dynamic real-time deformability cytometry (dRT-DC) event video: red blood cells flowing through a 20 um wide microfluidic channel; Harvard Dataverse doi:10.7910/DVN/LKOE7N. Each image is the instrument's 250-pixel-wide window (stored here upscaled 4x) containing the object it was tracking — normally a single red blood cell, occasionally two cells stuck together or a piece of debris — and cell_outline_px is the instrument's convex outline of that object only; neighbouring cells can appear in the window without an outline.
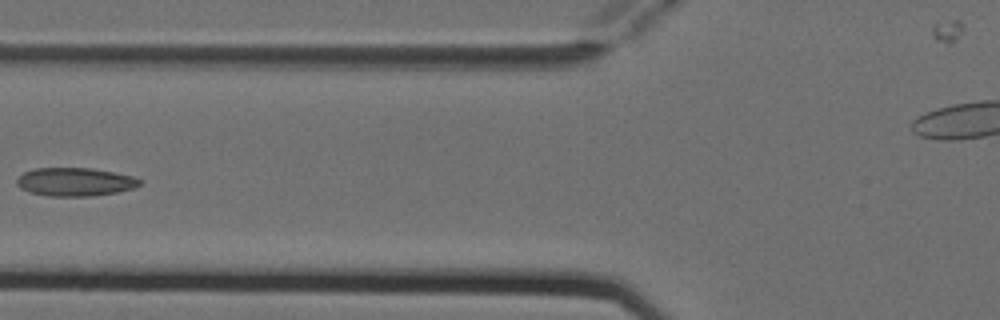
{"species": "Egyptian fruit bat (a non-hibernating species)", "species_latin": "Rousettus aegyptiacus", "temperature_condition": "cold", "stored_images_in_passage": 5, "camera_frame_rate_fps": 3000, "um_per_image_px": 0.085, "animal": {"sex": "female"}, "frame": {"image": 1, "passage_image": 4, "time_ms": 1.0, "image_size_px": [1000, 320], "cell_outline_px": [[140, 184], [132, 188], [116, 192], [92, 196], [48, 196], [28, 192], [20, 188], [16, 184], [16, 180], [24, 172], [36, 168], [92, 168], [132, 176], [140, 180]], "centroid_in_image_um": [6.32, 15.46], "position_along_channel_um": 119.5, "area_um2": 20.17}}
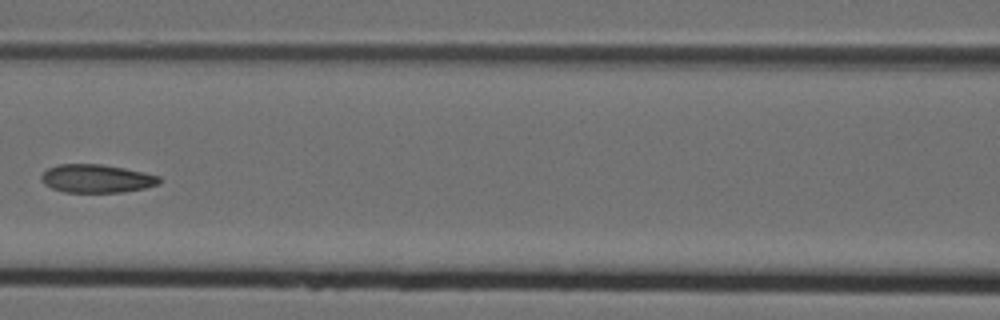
{"frame": {"image": 2, "passage_image": 5, "time_ms": 1.333, "image_size_px": [1000, 320], "cell_outline_px": [[160, 184], [144, 188], [124, 192], [64, 192], [52, 188], [44, 184], [40, 176], [48, 168], [56, 164], [100, 164], [124, 168], [144, 172], [160, 176]], "centroid_in_image_um": [8.21, 15.17], "position_along_channel_um": 158.4, "area_um2": 19.48}}